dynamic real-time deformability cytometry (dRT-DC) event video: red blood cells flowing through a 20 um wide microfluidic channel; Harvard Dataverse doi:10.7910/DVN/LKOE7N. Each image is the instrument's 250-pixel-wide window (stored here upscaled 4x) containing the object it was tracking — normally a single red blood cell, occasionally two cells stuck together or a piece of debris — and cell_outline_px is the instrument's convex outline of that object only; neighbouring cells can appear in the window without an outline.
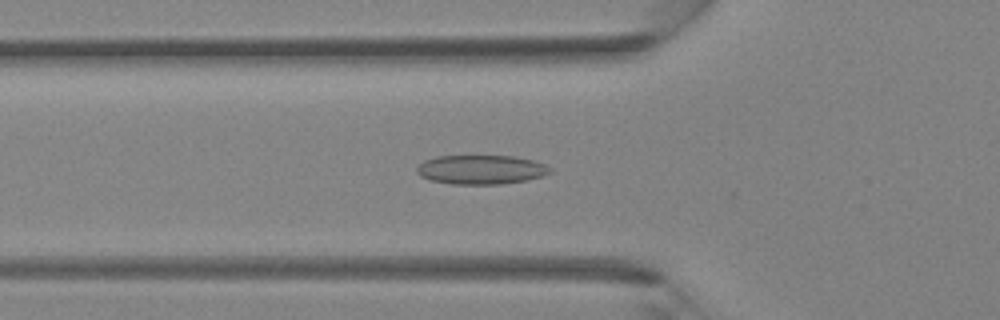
{"species": "Egyptian fruit bat (a non-hibernating species)", "species_latin": "Rousettus aegyptiacus", "temperature_condition": "room temperature", "stored_images_in_passage": 42, "camera_frame_rate_fps": 3000, "um_per_image_px": 0.085, "animal": {"sex": "female"}, "frame": {"image": 1, "passage_image": 15, "time_ms": 4.667, "image_size_px": [1000, 320], "cell_outline_px": [[552, 172], [528, 180], [500, 184], [452, 184], [432, 180], [420, 176], [416, 172], [416, 168], [424, 160], [436, 156], [516, 156], [532, 160], [544, 164], [552, 168]], "centroid_in_image_um": [40.89, 14.41], "position_along_channel_um": 84.9, "area_um2": 22.66}}
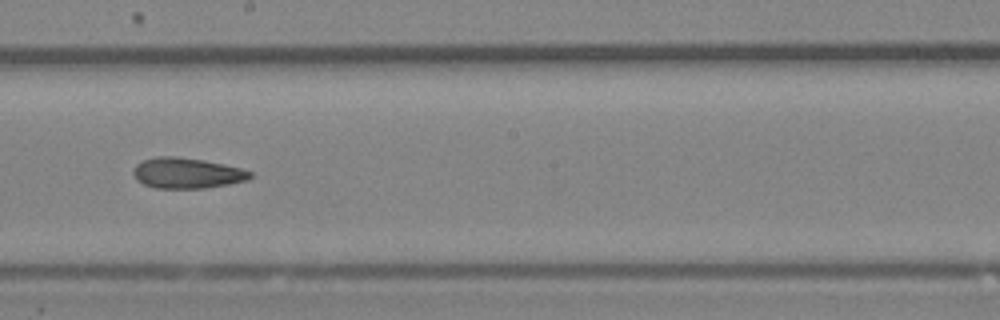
{"frame": {"image": 2, "passage_image": 24, "time_ms": 7.667, "image_size_px": [1000, 320], "cell_outline_px": [[252, 176], [248, 180], [228, 184], [204, 188], [156, 188], [144, 184], [136, 180], [132, 172], [136, 164], [144, 160], [156, 156], [176, 156], [204, 160], [224, 164], [240, 168], [252, 172]], "centroid_in_image_um": [15.88, 14.71], "position_along_channel_um": 232.3, "area_um2": 20.87}}
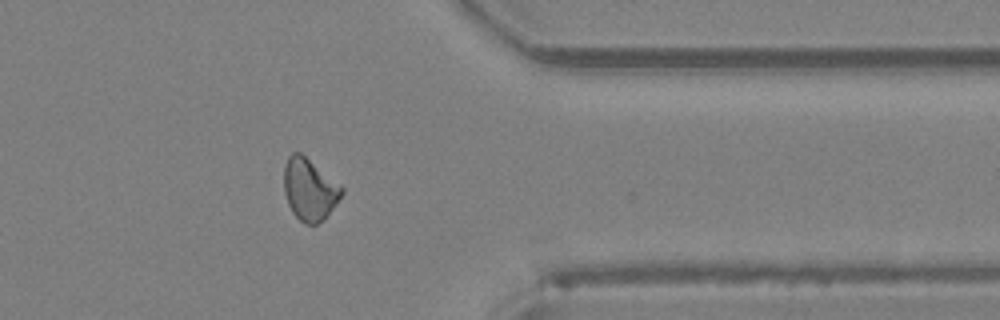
{"frame": {"image": 3, "passage_image": 34, "time_ms": 11.0, "image_size_px": [1000, 320], "cell_outline_px": [[344, 192], [324, 220], [316, 224], [304, 224], [292, 212], [288, 204], [284, 192], [284, 168], [288, 156], [292, 152], [300, 152], [344, 188]], "centroid_in_image_um": [26.3, 16.11], "position_along_channel_um": 385.1, "area_um2": 20.69}}